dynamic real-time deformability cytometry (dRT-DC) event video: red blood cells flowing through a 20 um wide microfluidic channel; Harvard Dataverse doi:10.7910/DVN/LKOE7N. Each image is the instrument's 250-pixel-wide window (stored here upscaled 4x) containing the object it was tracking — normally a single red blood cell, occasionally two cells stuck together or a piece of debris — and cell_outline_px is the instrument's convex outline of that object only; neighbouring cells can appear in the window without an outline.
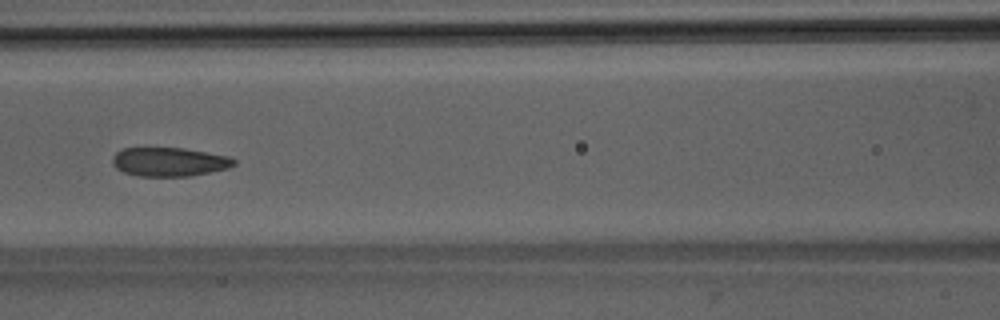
{"species": "Egyptian fruit bat (a non-hibernating species)", "species_latin": "Rousettus aegyptiacus", "temperature_condition": "room temperature", "stored_images_in_passage": 50, "camera_frame_rate_fps": 3000, "um_per_image_px": 0.085, "animal": {"sex": "male"}, "frame": {"image": 1, "passage_image": 22, "time_ms": 7.0, "image_size_px": [1000, 320], "cell_outline_px": [[236, 164], [228, 168], [188, 176], [140, 176], [124, 172], [116, 168], [112, 164], [112, 156], [116, 152], [124, 148], [184, 148], [228, 156], [236, 160]], "centroid_in_image_um": [14.37, 13.75], "position_along_channel_um": 152.2, "area_um2": 20.35}}
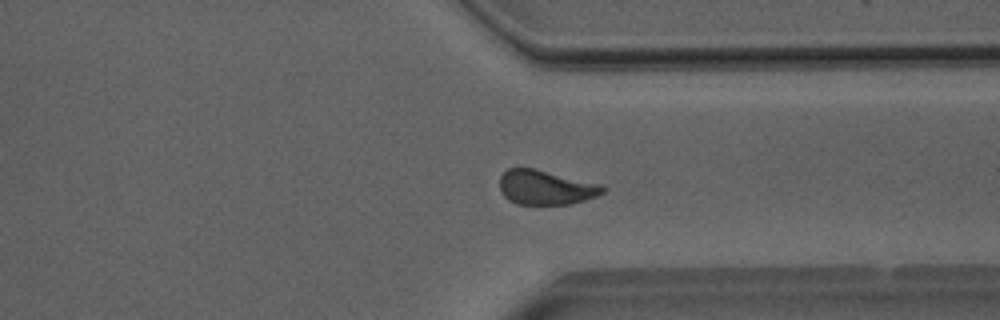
{"frame": {"image": 2, "passage_image": 38, "time_ms": 12.333, "image_size_px": [1000, 320], "cell_outline_px": [[604, 192], [596, 196], [572, 204], [516, 204], [508, 200], [504, 196], [500, 188], [500, 176], [508, 168], [532, 168], [604, 184]], "centroid_in_image_um": [46.4, 15.93], "position_along_channel_um": 365.0, "area_um2": 20.75}}
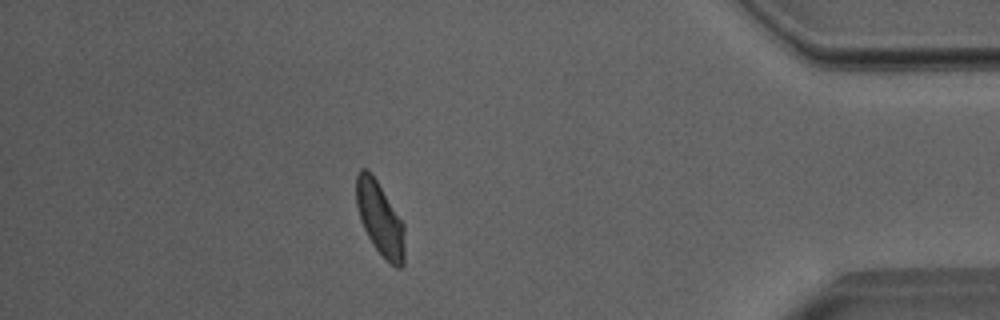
{"frame": {"image": 3, "passage_image": 44, "time_ms": 14.333, "image_size_px": [1000, 320], "cell_outline_px": [[404, 264], [400, 268], [396, 268], [372, 244], [360, 220], [356, 204], [356, 176], [360, 168], [368, 168], [372, 172], [404, 224]], "centroid_in_image_um": [32.28, 18.54], "position_along_channel_um": 402.9, "area_um2": 20.69}, "authors_computed_cell_mechanics": {"area_um2": 21.2415, "velocity_mm_per_s": 3.9904, "shape_relaxation_time_tau1_ms": 5.6415, "shape_relaxation_time_tau2_ms": 1.4818, "deformation_change_tau1": 0.1331, "deformation_change_tau2": 0.0738}}